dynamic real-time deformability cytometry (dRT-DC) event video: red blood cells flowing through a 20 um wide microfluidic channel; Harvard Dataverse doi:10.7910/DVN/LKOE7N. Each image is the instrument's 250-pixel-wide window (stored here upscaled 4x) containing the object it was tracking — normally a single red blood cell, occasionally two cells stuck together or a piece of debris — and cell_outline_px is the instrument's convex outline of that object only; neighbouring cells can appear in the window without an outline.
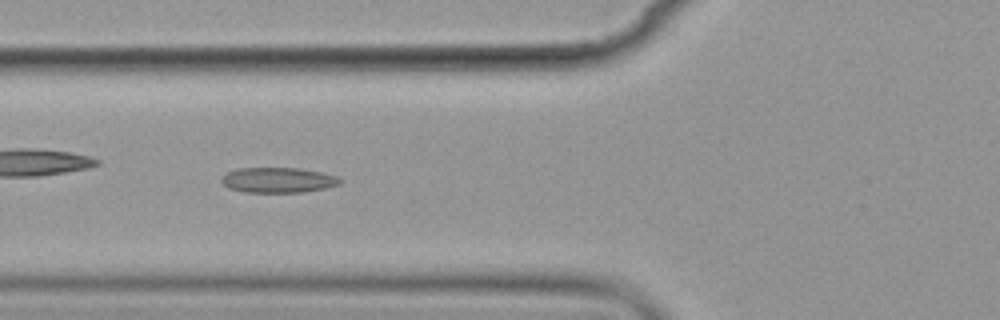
{"species": "common noctule bat (a hibernating species)", "species_latin": "Nyctalus noctula", "temperature_condition": "cold", "stored_images_in_passage": 6, "camera_frame_rate_fps": 3000, "um_per_image_px": 0.085, "animal": {"sex": "female", "body_mass_g": 19.9}, "frame": {"image": 1, "passage_image": 5, "time_ms": 5.667, "image_size_px": [1000, 320], "cell_outline_px": [[340, 184], [324, 188], [304, 192], [244, 192], [228, 188], [220, 180], [228, 172], [240, 168], [300, 168], [320, 172], [336, 176], [340, 180]], "centroid_in_image_um": [23.62, 15.31], "position_along_channel_um": 102.2, "area_um2": 17.22}}